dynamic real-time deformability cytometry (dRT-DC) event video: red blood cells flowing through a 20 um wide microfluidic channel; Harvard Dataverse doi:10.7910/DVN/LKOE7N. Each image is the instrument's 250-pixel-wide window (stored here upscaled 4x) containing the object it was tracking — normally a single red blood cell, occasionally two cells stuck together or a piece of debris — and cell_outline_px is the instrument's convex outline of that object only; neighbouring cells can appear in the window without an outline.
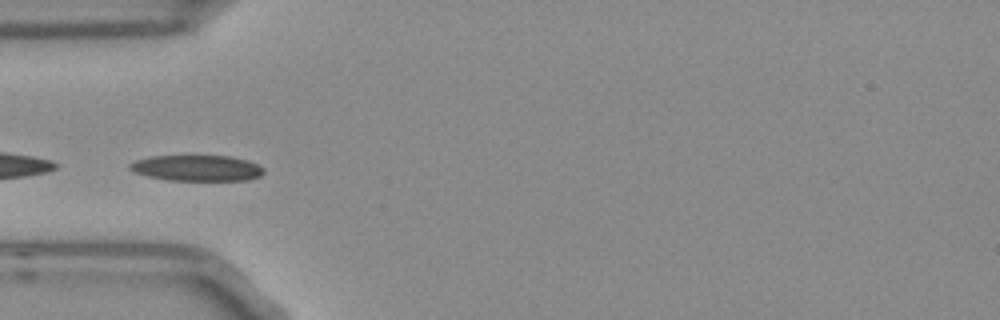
{"species": "Egyptian fruit bat (a non-hibernating species)", "species_latin": "Rousettus aegyptiacus", "temperature_condition": "room temperature", "stored_images_in_passage": 13, "camera_frame_rate_fps": 3000, "um_per_image_px": 0.085, "frame": {"image": 1, "passage_image": 4, "time_ms": 1.0, "image_size_px": [1000, 320], "cell_outline_px": [[264, 172], [260, 176], [248, 180], [168, 180], [148, 176], [136, 172], [128, 168], [128, 164], [136, 160], [152, 156], [228, 156], [244, 160], [256, 164], [264, 168]], "centroid_in_image_um": [16.72, 14.29], "position_along_channel_um": 68.3, "area_um2": 19.94}}